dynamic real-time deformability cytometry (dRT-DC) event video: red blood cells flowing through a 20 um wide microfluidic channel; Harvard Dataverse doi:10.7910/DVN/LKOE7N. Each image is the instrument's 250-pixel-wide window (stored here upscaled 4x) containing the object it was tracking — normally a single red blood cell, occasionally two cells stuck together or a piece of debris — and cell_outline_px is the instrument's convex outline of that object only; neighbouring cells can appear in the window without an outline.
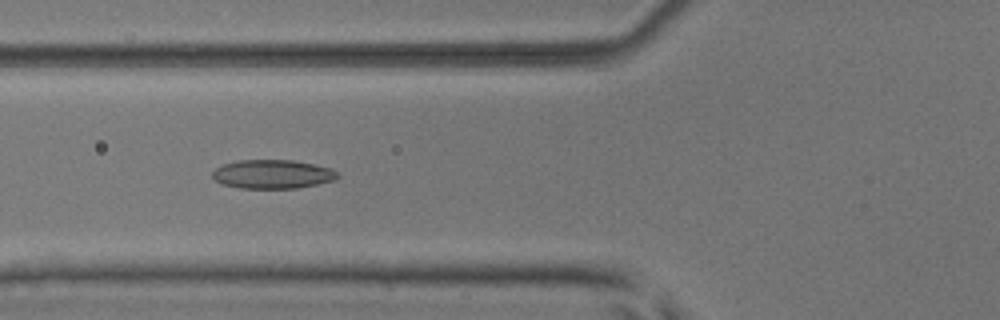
{"species": "common noctule bat (a hibernating species)", "species_latin": "Nyctalus noctula", "temperature_condition": "room temperature", "stored_images_in_passage": 16, "camera_frame_rate_fps": 3000, "um_per_image_px": 0.085, "animal": {"sex": "male", "body_mass_g": 17.9, "forearm_length_mm": 54.2}, "frame": {"image": 1, "passage_image": 7, "time_ms": 2.0, "image_size_px": [1000, 320], "cell_outline_px": [[340, 176], [336, 180], [296, 188], [240, 188], [220, 184], [212, 176], [212, 172], [216, 168], [224, 164], [236, 160], [292, 160], [312, 164], [328, 168], [336, 172]], "centroid_in_image_um": [23.13, 14.81], "position_along_channel_um": 102.7, "area_um2": 20.92}}
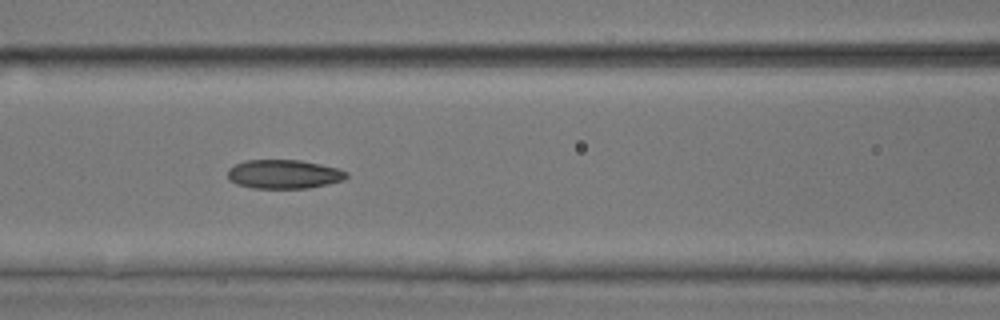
{"frame": {"image": 2, "passage_image": 10, "time_ms": 3.0, "image_size_px": [1000, 320], "cell_outline_px": [[348, 176], [344, 180], [328, 184], [308, 188], [252, 188], [236, 184], [228, 180], [228, 168], [244, 160], [300, 160], [320, 164], [336, 168], [348, 172]], "centroid_in_image_um": [24.11, 14.81], "position_along_channel_um": 142.5, "area_um2": 20.11}}